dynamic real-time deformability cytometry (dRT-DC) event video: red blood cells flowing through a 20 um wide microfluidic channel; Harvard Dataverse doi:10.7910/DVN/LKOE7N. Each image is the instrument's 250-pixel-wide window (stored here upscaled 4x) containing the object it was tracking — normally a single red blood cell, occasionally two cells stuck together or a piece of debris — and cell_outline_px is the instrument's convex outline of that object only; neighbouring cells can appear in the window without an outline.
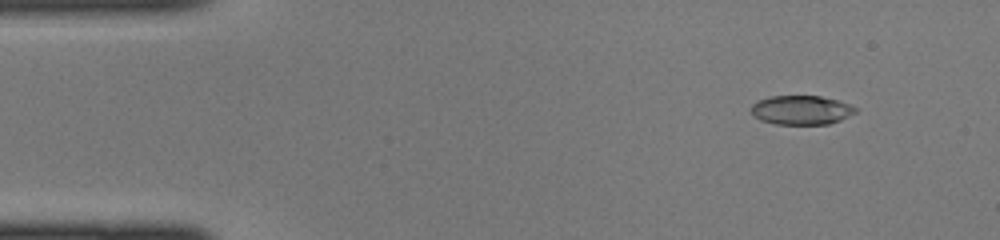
{"species": "common noctule bat (a hibernating species)", "species_latin": "Nyctalus noctula", "temperature_condition": "cold", "stored_images_in_passage": 43, "camera_frame_rate_fps": 3000, "um_per_image_px": 0.085, "animal": {"sex": "female", "body_mass_g": 22.0, "forearm_length_mm": 56.7}, "frame": {"image": 1, "passage_image": 4, "time_ms": 1.0, "image_size_px": [1000, 240], "cell_outline_px": [[860, 108], [856, 112], [840, 120], [828, 124], [776, 124], [760, 120], [752, 112], [752, 104], [756, 100], [772, 96], [820, 96], [836, 100]], "centroid_in_image_um": [68.12, 9.35], "position_along_channel_um": 16.9, "area_um2": 17.63}}
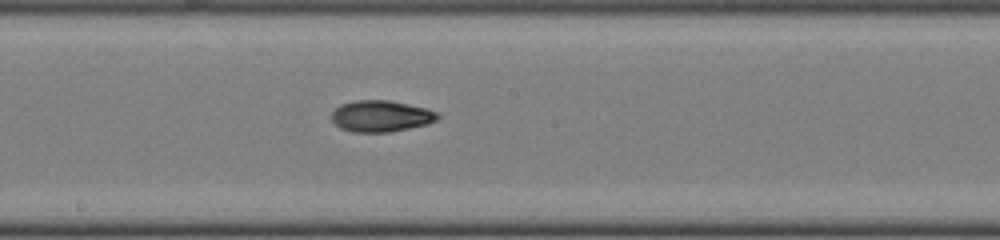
{"frame": {"image": 2, "passage_image": 23, "time_ms": 7.333, "image_size_px": [1000, 240], "cell_outline_px": [[440, 116], [436, 120], [428, 124], [388, 132], [352, 132], [340, 128], [332, 120], [332, 112], [340, 104], [356, 100], [388, 100], [428, 108], [436, 112]], "centroid_in_image_um": [32.38, 9.86], "position_along_channel_um": 215.8, "area_um2": 19.36}}
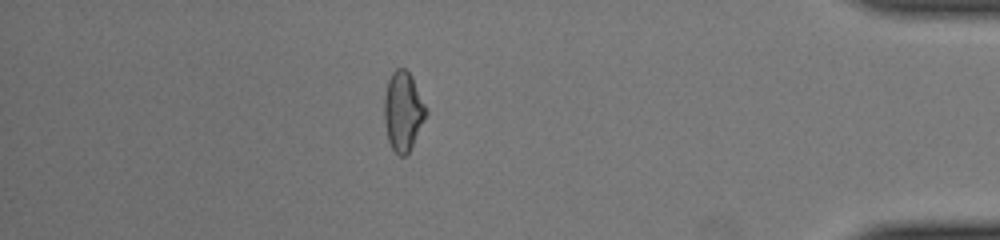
{"frame": {"image": 3, "passage_image": 38, "time_ms": 12.333, "image_size_px": [1000, 240], "cell_outline_px": [[428, 112], [408, 152], [404, 156], [400, 156], [392, 148], [388, 140], [384, 120], [384, 96], [388, 80], [392, 72], [396, 68], [404, 68], [412, 76], [428, 108]], "centroid_in_image_um": [34.26, 9.41], "position_along_channel_um": 400.9, "area_um2": 19.25}}